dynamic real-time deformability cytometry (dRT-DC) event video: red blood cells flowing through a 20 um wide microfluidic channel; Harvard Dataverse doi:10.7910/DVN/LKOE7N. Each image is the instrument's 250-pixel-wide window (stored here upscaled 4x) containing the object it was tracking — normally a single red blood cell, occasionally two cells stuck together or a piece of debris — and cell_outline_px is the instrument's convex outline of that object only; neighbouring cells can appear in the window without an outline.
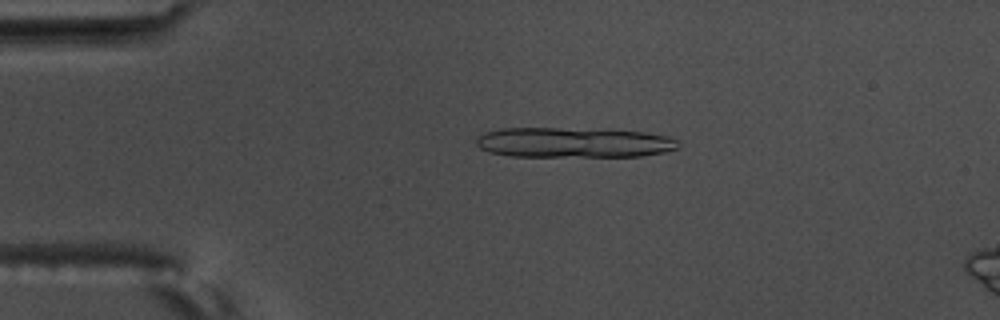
{"species": "common noctule bat (a hibernating species)", "species_latin": "Nyctalus noctula", "temperature_condition": "warm", "stored_images_in_passage": 5, "camera_frame_rate_fps": 3000, "um_per_image_px": 0.085, "animal": {"sex": "male", "body_mass_g": 17.5, "forearm_length_mm": 52.3}, "frame": {"image": 1, "passage_image": 3, "time_ms": 0.667, "image_size_px": [1000, 320], "cell_outline_px": [[676, 148], [664, 152], [640, 156], [508, 156], [488, 152], [480, 148], [476, 144], [476, 136], [484, 132], [504, 128], [608, 128], [644, 132], [668, 136], [676, 140]], "centroid_in_image_um": [48.71, 12.09], "position_along_channel_um": 36.3, "area_um2": 35.89}}